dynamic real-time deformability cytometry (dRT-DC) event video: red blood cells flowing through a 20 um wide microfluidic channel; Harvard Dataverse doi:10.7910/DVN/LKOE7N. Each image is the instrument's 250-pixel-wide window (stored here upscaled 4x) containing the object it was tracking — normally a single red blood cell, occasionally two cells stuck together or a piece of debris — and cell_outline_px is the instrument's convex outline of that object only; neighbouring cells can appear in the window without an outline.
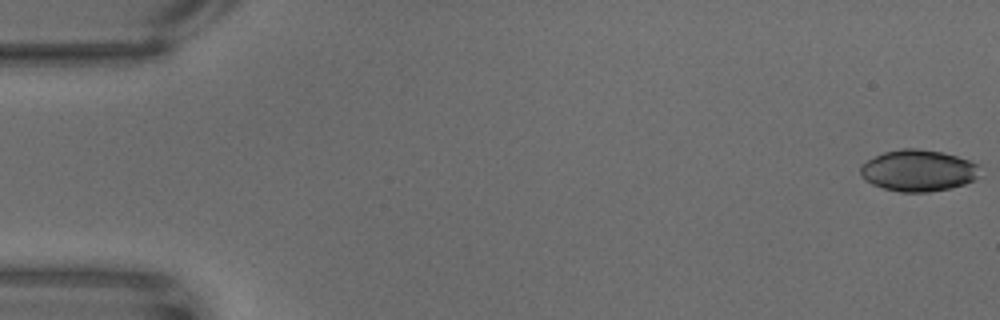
{"species": "common noctule bat (a hibernating species)", "species_latin": "Nyctalus noctula", "temperature_condition": "warm", "stored_images_in_passage": 63, "camera_frame_rate_fps": 3000, "um_per_image_px": 0.085, "animal": {"sex": "male", "body_mass_g": 18.8}, "frame": {"image": 1, "passage_image": 1, "time_ms": 0.0, "image_size_px": [1000, 320], "cell_outline_px": [[976, 176], [972, 180], [964, 184], [948, 188], [924, 192], [904, 192], [884, 188], [868, 180], [860, 172], [860, 168], [868, 160], [884, 152], [904, 148], [912, 148], [940, 152], [956, 156], [968, 160], [976, 164]], "centroid_in_image_um": [78.03, 14.49], "position_along_channel_um": 7.0, "area_um2": 27.8}}
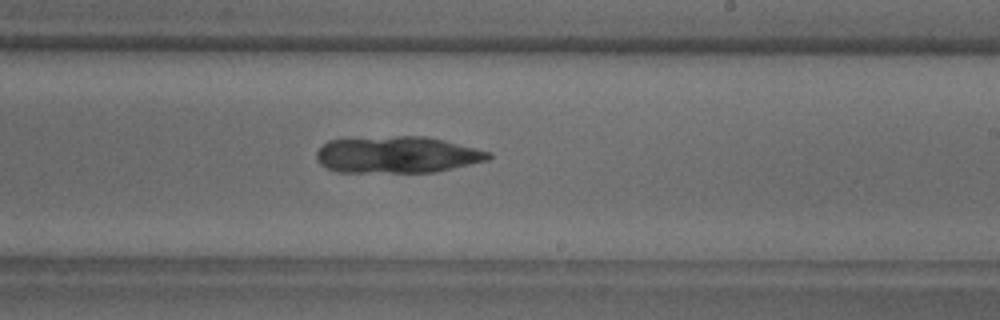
{"frame": {"image": 2, "passage_image": 38, "time_ms": 12.333, "image_size_px": [1000, 320], "cell_outline_px": [[492, 156], [488, 160], [432, 172], [340, 172], [328, 168], [320, 164], [316, 156], [316, 152], [328, 140], [396, 136], [424, 136], [488, 152]], "centroid_in_image_um": [33.69, 13.16], "position_along_channel_um": 255.3, "area_um2": 36.01}}
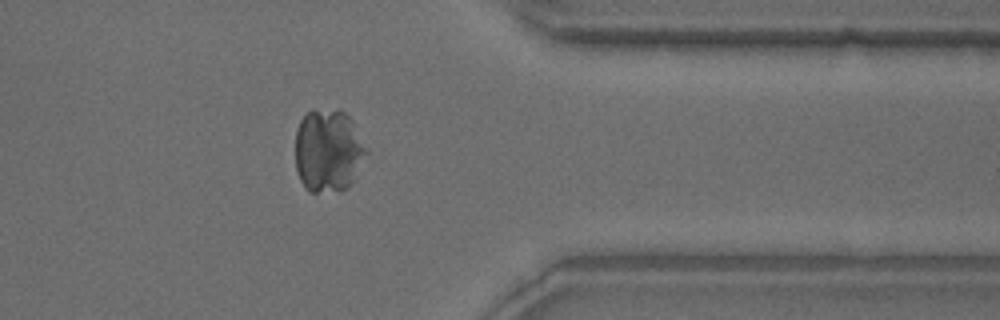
{"frame": {"image": 3, "passage_image": 51, "time_ms": 16.667, "image_size_px": [1000, 320], "cell_outline_px": [[368, 152], [352, 180], [344, 188], [316, 192], [308, 192], [300, 180], [296, 168], [296, 132], [300, 120], [308, 112], [344, 112], [348, 116]], "centroid_in_image_um": [27.86, 12.84], "position_along_channel_um": 383.5, "area_um2": 33.0}}